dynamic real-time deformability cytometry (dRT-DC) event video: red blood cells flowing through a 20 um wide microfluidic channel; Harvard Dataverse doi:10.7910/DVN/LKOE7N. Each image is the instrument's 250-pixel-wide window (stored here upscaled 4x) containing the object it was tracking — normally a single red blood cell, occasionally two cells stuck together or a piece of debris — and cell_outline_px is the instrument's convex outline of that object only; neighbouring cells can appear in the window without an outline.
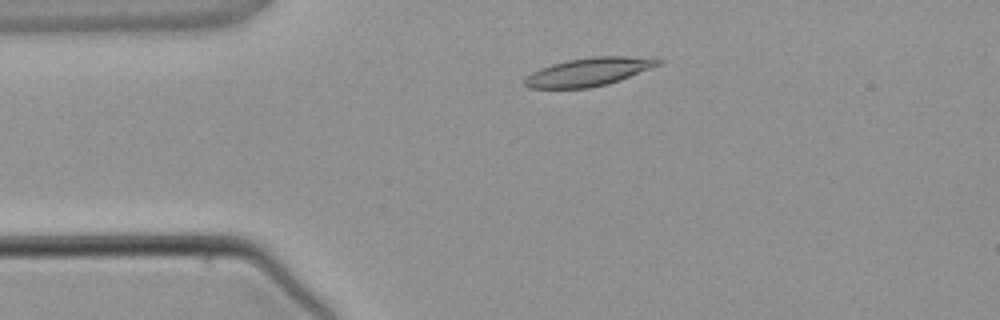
{"species": "common noctule bat (a hibernating species)", "species_latin": "Nyctalus noctula", "temperature_condition": "warm", "stored_images_in_passage": 3, "camera_frame_rate_fps": 3000, "um_per_image_px": 0.085, "animal": {"sex": "male", "body_mass_g": 21.5, "forearm_length_mm": 52.0}, "frame": {"image": 1, "passage_image": 2, "time_ms": 1.333, "image_size_px": [1000, 320], "cell_outline_px": [[664, 60], [660, 64], [620, 80], [608, 84], [588, 88], [528, 88], [524, 84], [524, 80], [532, 72], [540, 68], [552, 64], [568, 60], [592, 56], [628, 56]], "centroid_in_image_um": [50.01, 6.11], "position_along_channel_um": 35.0, "area_um2": 21.73}}